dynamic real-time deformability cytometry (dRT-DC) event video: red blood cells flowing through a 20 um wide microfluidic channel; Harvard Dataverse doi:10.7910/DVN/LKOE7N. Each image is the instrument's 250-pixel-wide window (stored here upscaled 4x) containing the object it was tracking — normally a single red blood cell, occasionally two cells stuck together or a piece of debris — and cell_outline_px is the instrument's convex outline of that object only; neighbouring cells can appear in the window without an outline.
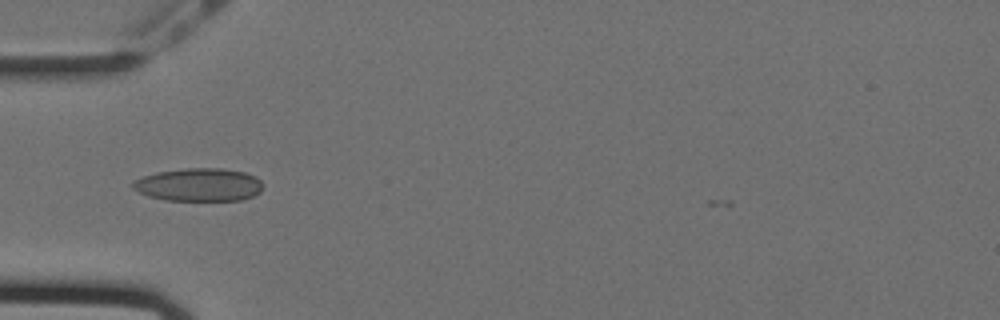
{"species": "Egyptian fruit bat (a non-hibernating species)", "species_latin": "Rousettus aegyptiacus", "temperature_condition": "cold", "stored_images_in_passage": 41, "camera_frame_rate_fps": 3000, "um_per_image_px": 0.085, "animal": {"sex": "female"}, "frame": {"image": 1, "passage_image": 2, "time_ms": 0.333, "image_size_px": [1000, 320], "cell_outline_px": [[264, 188], [260, 192], [252, 196], [240, 200], [164, 200], [148, 196], [132, 188], [132, 184], [136, 180], [144, 176], [156, 172], [188, 168], [220, 168], [244, 172], [256, 176], [264, 184]], "centroid_in_image_um": [16.94, 15.7], "position_along_channel_um": 68.1, "area_um2": 25.03}}
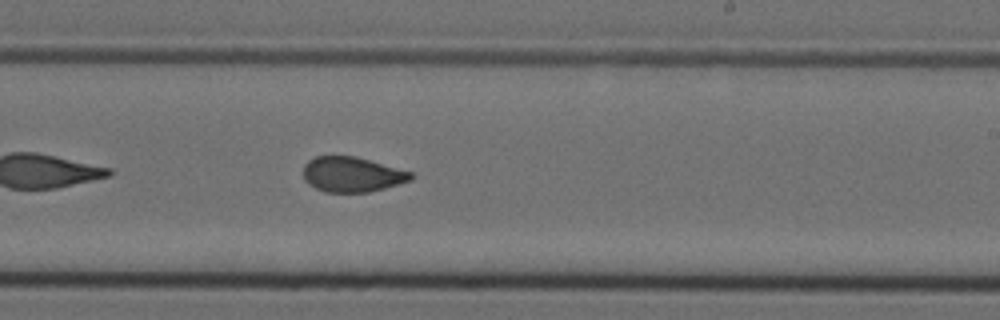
{"frame": {"image": 2, "passage_image": 18, "time_ms": 5.667, "image_size_px": [1000, 320], "cell_outline_px": [[412, 180], [384, 188], [368, 192], [324, 192], [308, 184], [304, 180], [304, 164], [308, 160], [316, 156], [356, 156], [412, 172]], "centroid_in_image_um": [29.9, 14.82], "position_along_channel_um": 259.1, "area_um2": 21.96}}
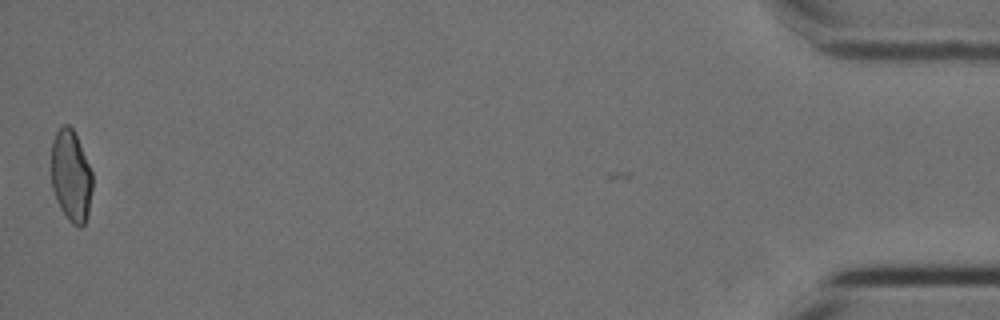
{"frame": {"image": 3, "passage_image": 40, "time_ms": 13.0, "image_size_px": [1000, 320], "cell_outline_px": [[92, 188], [88, 216], [84, 224], [80, 228], [72, 224], [68, 220], [60, 208], [56, 200], [52, 188], [52, 140], [56, 132], [64, 124], [68, 124], [72, 128], [76, 136], [92, 172]], "centroid_in_image_um": [6.04, 14.99], "position_along_channel_um": 429.2, "area_um2": 21.91}, "authors_computed_cell_mechanics": {"area_um2": 22.4264, "velocity_mm_per_s": 3.5757, "shape_relaxation_time_tau1_ms": null, "shape_relaxation_time_tau2_ms": 1.2526, "deformation_change_tau1": null, "deformation_change_tau2": 0.0661}}